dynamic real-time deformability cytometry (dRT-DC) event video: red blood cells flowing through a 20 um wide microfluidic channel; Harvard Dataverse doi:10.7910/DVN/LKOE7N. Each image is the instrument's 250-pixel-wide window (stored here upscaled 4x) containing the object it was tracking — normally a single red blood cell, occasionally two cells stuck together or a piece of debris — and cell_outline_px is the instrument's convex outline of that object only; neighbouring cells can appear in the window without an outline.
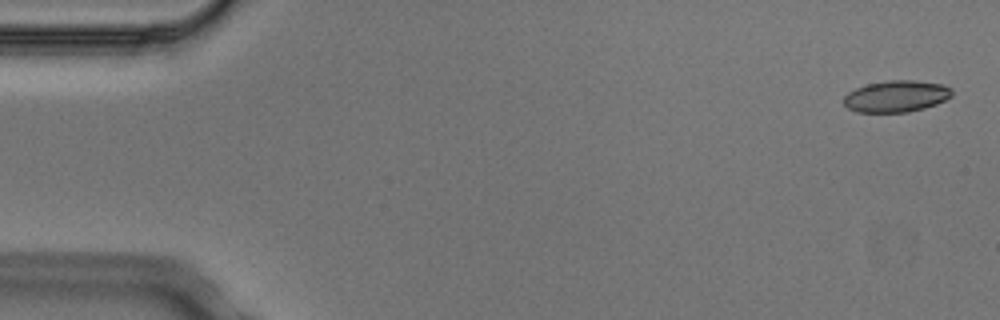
{"species": "Egyptian fruit bat (a non-hibernating species)", "species_latin": "Rousettus aegyptiacus", "temperature_condition": "cold", "stored_images_in_passage": 4, "camera_frame_rate_fps": 3000, "um_per_image_px": 0.085, "animal": {"sex": "male"}, "frame": {"image": 1, "passage_image": 1, "time_ms": 0.0, "image_size_px": [1000, 320], "cell_outline_px": [[952, 96], [936, 104], [924, 108], [908, 112], [856, 112], [848, 108], [844, 104], [844, 96], [848, 92], [856, 88], [868, 84], [888, 80], [912, 80], [944, 84], [952, 88]], "centroid_in_image_um": [76.19, 8.18], "position_along_channel_um": 8.8, "area_um2": 19.94}}
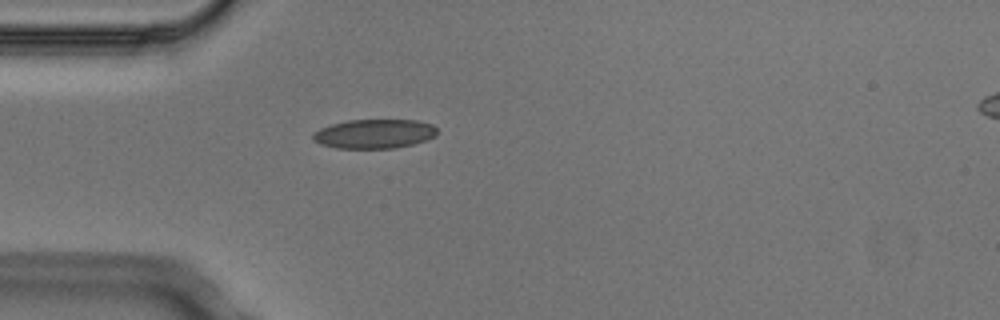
{"frame": {"image": 2, "passage_image": 4, "time_ms": 1.0, "image_size_px": [1000, 320], "cell_outline_px": [[436, 136], [428, 140], [396, 148], [336, 148], [320, 144], [312, 140], [312, 132], [320, 128], [332, 124], [348, 120], [416, 120], [432, 124], [436, 128]], "centroid_in_image_um": [31.8, 11.37], "position_along_channel_um": 53.2, "area_um2": 21.27}}